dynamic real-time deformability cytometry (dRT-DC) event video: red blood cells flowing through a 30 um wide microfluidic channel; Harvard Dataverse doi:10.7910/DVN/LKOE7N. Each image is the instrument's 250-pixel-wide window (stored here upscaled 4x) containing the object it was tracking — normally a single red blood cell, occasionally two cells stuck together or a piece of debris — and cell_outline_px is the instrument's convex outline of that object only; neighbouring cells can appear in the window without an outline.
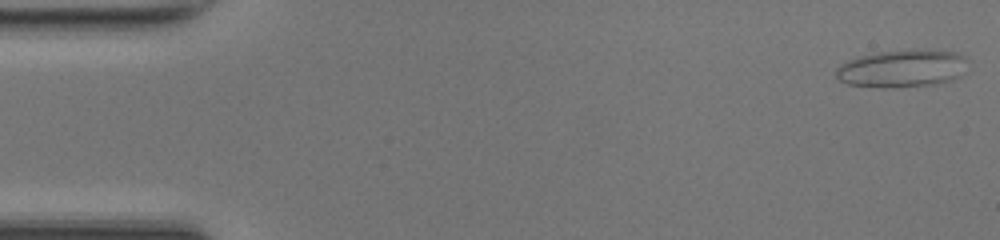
{"species": "common noctule bat (a hibernating species)", "species_latin": "Nyctalus noctula", "temperature_condition": "room temperature", "stored_images_in_passage": 50, "segment_of_instrument_passage": [1, 2], "camera_frame_rate_fps": 3000, "um_per_image_px": 0.085, "animal": {"sex": "female", "body_mass_g": 17.0, "forearm_length_mm": 48.0}, "frame": {"image": 1, "passage_image": 1, "time_ms": 0.0, "image_size_px": [1000, 240], "cell_outline_px": [[972, 60], [960, 76], [952, 80], [936, 84], [892, 88], [884, 88], [848, 84], [840, 80], [836, 76], [836, 68], [840, 64], [856, 56], [880, 52], [916, 48], [956, 52]], "centroid_in_image_um": [76.74, 5.81], "position_along_channel_um": 8.3, "area_um2": 29.54}}
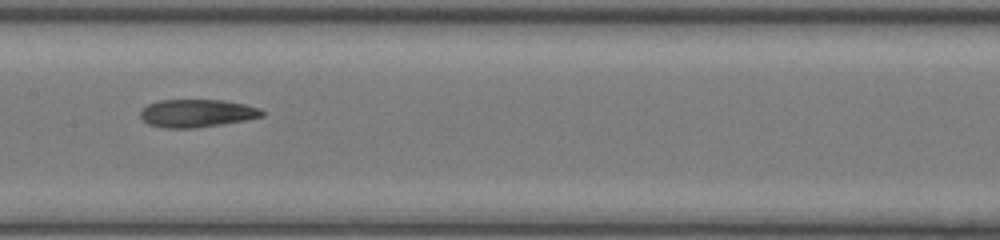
{"frame": {"image": 2, "passage_image": 24, "time_ms": 7.667, "image_size_px": [1000, 240], "cell_outline_px": [[264, 116], [244, 120], [196, 128], [164, 128], [148, 124], [140, 116], [140, 112], [148, 104], [160, 100], [224, 100], [244, 104], [260, 108], [264, 112]], "centroid_in_image_um": [16.73, 9.62], "position_along_channel_um": 190.7, "area_um2": 19.65}}
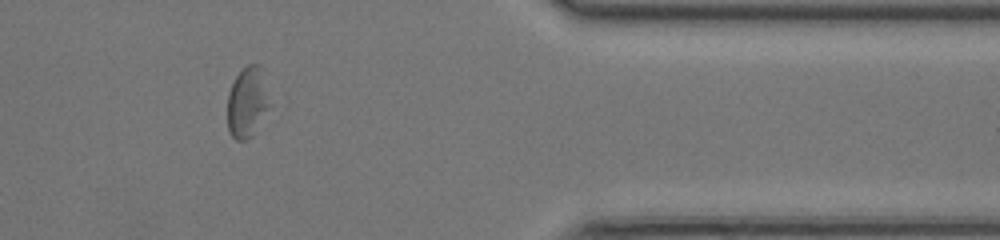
{"frame": {"image": 3, "passage_image": 40, "time_ms": 13.0, "image_size_px": [1000, 240], "cell_outline_px": [[272, 104], [252, 136], [244, 140], [236, 140], [232, 136], [228, 128], [228, 92], [236, 76], [248, 64], [260, 64], [264, 68]], "centroid_in_image_um": [21.08, 8.64], "position_along_channel_um": 390.3, "area_um2": 17.86}}